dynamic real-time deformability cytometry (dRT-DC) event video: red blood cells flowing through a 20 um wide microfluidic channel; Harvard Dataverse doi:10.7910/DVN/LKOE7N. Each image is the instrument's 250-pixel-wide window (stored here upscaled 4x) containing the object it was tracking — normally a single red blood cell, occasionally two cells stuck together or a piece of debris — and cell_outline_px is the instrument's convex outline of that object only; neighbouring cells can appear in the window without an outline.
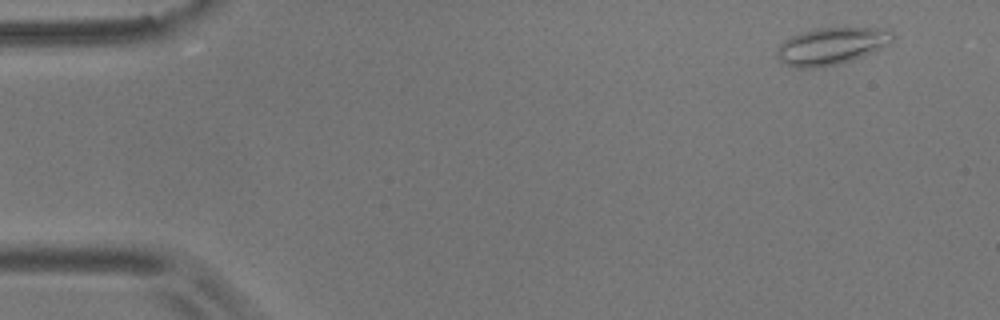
{"species": "common noctule bat (a hibernating species)", "species_latin": "Nyctalus noctula", "temperature_condition": "room temperature", "stored_images_in_passage": 53, "camera_frame_rate_fps": 3000, "um_per_image_px": 0.085, "animal": {"sex": "male", "body_mass_g": 17.9}, "frame": {"image": 1, "passage_image": 2, "time_ms": 0.333, "image_size_px": [1000, 320], "cell_outline_px": [[896, 36], [888, 44], [864, 56], [852, 60], [836, 64], [812, 68], [800, 68], [784, 64], [776, 56], [776, 48], [780, 44], [792, 36], [800, 32], [816, 28], [888, 28]], "centroid_in_image_um": [70.67, 3.91], "position_along_channel_um": 14.3, "area_um2": 24.97}}
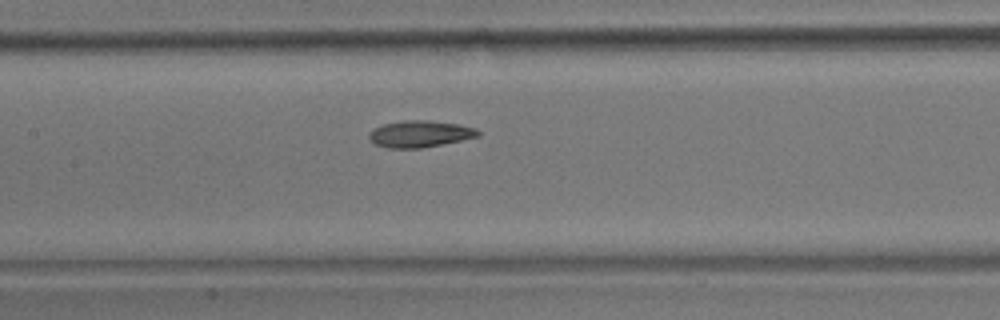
{"frame": {"image": 2, "passage_image": 24, "time_ms": 7.667, "image_size_px": [1000, 320], "cell_outline_px": [[480, 136], [420, 148], [388, 148], [372, 144], [368, 140], [368, 132], [384, 124], [404, 120], [428, 120], [460, 124], [476, 128], [480, 132]], "centroid_in_image_um": [35.66, 11.38], "position_along_channel_um": 171.7, "area_um2": 16.99}}
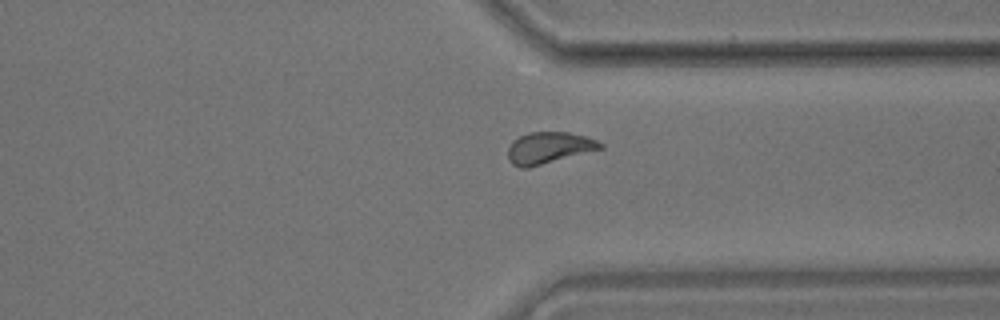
{"frame": {"image": 3, "passage_image": 40, "time_ms": 13.0, "image_size_px": [1000, 320], "cell_outline_px": [[604, 148], [528, 168], [520, 168], [512, 164], [508, 160], [508, 148], [512, 140], [528, 132], [568, 132], [588, 136], [604, 144]], "centroid_in_image_um": [46.65, 12.56], "position_along_channel_um": 364.8, "area_um2": 17.17}, "authors_computed_cell_mechanics": {"area_um2": 16.9932, "velocity_mm_per_s": 3.6237, "shape_relaxation_time_tau1_ms": 6.3073, "shape_relaxation_time_tau2_ms": 3.5558, "deformation_change_tau1": 0.1501, "deformation_change_tau2": 0.0846}}